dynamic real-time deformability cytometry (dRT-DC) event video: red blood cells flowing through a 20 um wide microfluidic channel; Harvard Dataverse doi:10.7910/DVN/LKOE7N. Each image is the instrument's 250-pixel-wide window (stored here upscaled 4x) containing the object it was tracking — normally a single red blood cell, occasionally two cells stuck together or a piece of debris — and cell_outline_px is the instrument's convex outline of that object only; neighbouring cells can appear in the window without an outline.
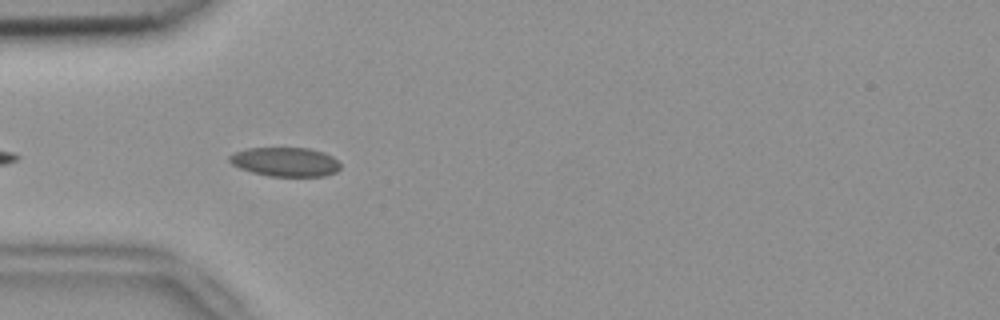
{"species": "common noctule bat (a hibernating species)", "species_latin": "Nyctalus noctula", "temperature_condition": "room temperature", "stored_images_in_passage": 7, "camera_frame_rate_fps": 3000, "um_per_image_px": 0.085, "animal": {"sex": "female", "body_mass_g": 18.4}, "frame": {"image": 1, "passage_image": 3, "time_ms": 0.667, "image_size_px": [1000, 320], "cell_outline_px": [[340, 168], [336, 172], [324, 176], [268, 176], [252, 172], [240, 168], [232, 164], [228, 160], [228, 156], [236, 152], [248, 148], [308, 148], [324, 152], [332, 156], [340, 164]], "centroid_in_image_um": [24.25, 13.76], "position_along_channel_um": 60.7, "area_um2": 18.79}}